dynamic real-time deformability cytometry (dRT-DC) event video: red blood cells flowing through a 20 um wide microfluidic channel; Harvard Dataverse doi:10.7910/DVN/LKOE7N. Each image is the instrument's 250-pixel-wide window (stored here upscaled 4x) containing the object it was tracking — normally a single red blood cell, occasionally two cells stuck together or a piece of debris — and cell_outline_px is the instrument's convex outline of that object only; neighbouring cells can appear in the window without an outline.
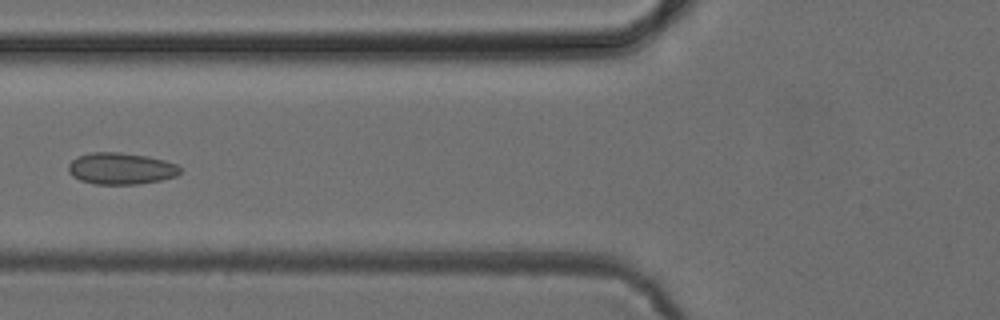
{"species": "common noctule bat (a hibernating species)", "species_latin": "Nyctalus noctula", "temperature_condition": "cold", "stored_images_in_passage": 4, "camera_frame_rate_fps": 3000, "um_per_image_px": 0.085, "animal": {"sex": "female", "body_mass_g": 24.6, "forearm_length_mm": 56.2}, "frame": {"image": 1, "passage_image": 4, "time_ms": 3.667, "image_size_px": [1000, 320], "cell_outline_px": [[180, 172], [176, 176], [160, 180], [140, 184], [96, 184], [80, 180], [72, 176], [68, 172], [68, 164], [76, 156], [92, 152], [120, 152], [148, 156], [164, 160], [176, 164], [180, 168]], "centroid_in_image_um": [10.25, 14.32], "position_along_channel_um": 115.5, "area_um2": 20.69}}